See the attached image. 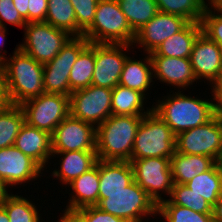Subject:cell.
<instances>
[{
	"label": "cell",
	"instance_id": "cell-4",
	"mask_svg": "<svg viewBox=\"0 0 222 222\" xmlns=\"http://www.w3.org/2000/svg\"><path fill=\"white\" fill-rule=\"evenodd\" d=\"M83 36L90 43L133 45L136 33L131 29L117 0H99L93 23Z\"/></svg>",
	"mask_w": 222,
	"mask_h": 222
},
{
	"label": "cell",
	"instance_id": "cell-5",
	"mask_svg": "<svg viewBox=\"0 0 222 222\" xmlns=\"http://www.w3.org/2000/svg\"><path fill=\"white\" fill-rule=\"evenodd\" d=\"M96 207L128 222H143L147 215L156 216L158 210L155 201L135 181L120 192L99 193Z\"/></svg>",
	"mask_w": 222,
	"mask_h": 222
},
{
	"label": "cell",
	"instance_id": "cell-28",
	"mask_svg": "<svg viewBox=\"0 0 222 222\" xmlns=\"http://www.w3.org/2000/svg\"><path fill=\"white\" fill-rule=\"evenodd\" d=\"M95 67V43H89L78 55L72 66L69 85L70 90L76 91L92 85Z\"/></svg>",
	"mask_w": 222,
	"mask_h": 222
},
{
	"label": "cell",
	"instance_id": "cell-29",
	"mask_svg": "<svg viewBox=\"0 0 222 222\" xmlns=\"http://www.w3.org/2000/svg\"><path fill=\"white\" fill-rule=\"evenodd\" d=\"M131 29L136 33L158 12L155 0H117Z\"/></svg>",
	"mask_w": 222,
	"mask_h": 222
},
{
	"label": "cell",
	"instance_id": "cell-20",
	"mask_svg": "<svg viewBox=\"0 0 222 222\" xmlns=\"http://www.w3.org/2000/svg\"><path fill=\"white\" fill-rule=\"evenodd\" d=\"M73 189L66 209L78 210L88 206H96L99 202V160L78 178L68 184Z\"/></svg>",
	"mask_w": 222,
	"mask_h": 222
},
{
	"label": "cell",
	"instance_id": "cell-35",
	"mask_svg": "<svg viewBox=\"0 0 222 222\" xmlns=\"http://www.w3.org/2000/svg\"><path fill=\"white\" fill-rule=\"evenodd\" d=\"M157 214L165 222H213L212 214H202L176 204H158Z\"/></svg>",
	"mask_w": 222,
	"mask_h": 222
},
{
	"label": "cell",
	"instance_id": "cell-14",
	"mask_svg": "<svg viewBox=\"0 0 222 222\" xmlns=\"http://www.w3.org/2000/svg\"><path fill=\"white\" fill-rule=\"evenodd\" d=\"M127 44L95 43V67L92 85L114 89L119 84L123 65L130 49ZM125 51V52H124Z\"/></svg>",
	"mask_w": 222,
	"mask_h": 222
},
{
	"label": "cell",
	"instance_id": "cell-21",
	"mask_svg": "<svg viewBox=\"0 0 222 222\" xmlns=\"http://www.w3.org/2000/svg\"><path fill=\"white\" fill-rule=\"evenodd\" d=\"M134 181L129 161L99 160V193H116Z\"/></svg>",
	"mask_w": 222,
	"mask_h": 222
},
{
	"label": "cell",
	"instance_id": "cell-43",
	"mask_svg": "<svg viewBox=\"0 0 222 222\" xmlns=\"http://www.w3.org/2000/svg\"><path fill=\"white\" fill-rule=\"evenodd\" d=\"M57 222H83V217L76 210L65 209Z\"/></svg>",
	"mask_w": 222,
	"mask_h": 222
},
{
	"label": "cell",
	"instance_id": "cell-51",
	"mask_svg": "<svg viewBox=\"0 0 222 222\" xmlns=\"http://www.w3.org/2000/svg\"><path fill=\"white\" fill-rule=\"evenodd\" d=\"M216 1H217V0H209V1H208V4H209V5H213Z\"/></svg>",
	"mask_w": 222,
	"mask_h": 222
},
{
	"label": "cell",
	"instance_id": "cell-41",
	"mask_svg": "<svg viewBox=\"0 0 222 222\" xmlns=\"http://www.w3.org/2000/svg\"><path fill=\"white\" fill-rule=\"evenodd\" d=\"M10 100L7 94V88L4 83L3 67L0 65V111H3L10 105Z\"/></svg>",
	"mask_w": 222,
	"mask_h": 222
},
{
	"label": "cell",
	"instance_id": "cell-49",
	"mask_svg": "<svg viewBox=\"0 0 222 222\" xmlns=\"http://www.w3.org/2000/svg\"><path fill=\"white\" fill-rule=\"evenodd\" d=\"M213 6L222 13V0H217Z\"/></svg>",
	"mask_w": 222,
	"mask_h": 222
},
{
	"label": "cell",
	"instance_id": "cell-9",
	"mask_svg": "<svg viewBox=\"0 0 222 222\" xmlns=\"http://www.w3.org/2000/svg\"><path fill=\"white\" fill-rule=\"evenodd\" d=\"M90 42L84 36H72L56 57L43 64L44 92L71 95L69 76L79 53Z\"/></svg>",
	"mask_w": 222,
	"mask_h": 222
},
{
	"label": "cell",
	"instance_id": "cell-31",
	"mask_svg": "<svg viewBox=\"0 0 222 222\" xmlns=\"http://www.w3.org/2000/svg\"><path fill=\"white\" fill-rule=\"evenodd\" d=\"M25 116L20 105L10 104L0 111V149L14 145Z\"/></svg>",
	"mask_w": 222,
	"mask_h": 222
},
{
	"label": "cell",
	"instance_id": "cell-38",
	"mask_svg": "<svg viewBox=\"0 0 222 222\" xmlns=\"http://www.w3.org/2000/svg\"><path fill=\"white\" fill-rule=\"evenodd\" d=\"M4 21L21 28L27 24L26 20L16 10L13 0H0V26L6 28Z\"/></svg>",
	"mask_w": 222,
	"mask_h": 222
},
{
	"label": "cell",
	"instance_id": "cell-17",
	"mask_svg": "<svg viewBox=\"0 0 222 222\" xmlns=\"http://www.w3.org/2000/svg\"><path fill=\"white\" fill-rule=\"evenodd\" d=\"M190 63L195 78H205L214 86L222 74V47L201 33L190 54Z\"/></svg>",
	"mask_w": 222,
	"mask_h": 222
},
{
	"label": "cell",
	"instance_id": "cell-2",
	"mask_svg": "<svg viewBox=\"0 0 222 222\" xmlns=\"http://www.w3.org/2000/svg\"><path fill=\"white\" fill-rule=\"evenodd\" d=\"M2 67L11 104L21 105L44 93L43 64L18 47L15 48L11 58H5Z\"/></svg>",
	"mask_w": 222,
	"mask_h": 222
},
{
	"label": "cell",
	"instance_id": "cell-50",
	"mask_svg": "<svg viewBox=\"0 0 222 222\" xmlns=\"http://www.w3.org/2000/svg\"><path fill=\"white\" fill-rule=\"evenodd\" d=\"M218 163H219L220 168H221V170H222V155H221V157H220V159H219Z\"/></svg>",
	"mask_w": 222,
	"mask_h": 222
},
{
	"label": "cell",
	"instance_id": "cell-34",
	"mask_svg": "<svg viewBox=\"0 0 222 222\" xmlns=\"http://www.w3.org/2000/svg\"><path fill=\"white\" fill-rule=\"evenodd\" d=\"M1 205L6 209L9 222H41L35 203L21 195L11 193Z\"/></svg>",
	"mask_w": 222,
	"mask_h": 222
},
{
	"label": "cell",
	"instance_id": "cell-24",
	"mask_svg": "<svg viewBox=\"0 0 222 222\" xmlns=\"http://www.w3.org/2000/svg\"><path fill=\"white\" fill-rule=\"evenodd\" d=\"M143 60H133L130 56L124 62L120 75L119 84L130 89L137 90L144 95L153 82V66L150 55L147 54Z\"/></svg>",
	"mask_w": 222,
	"mask_h": 222
},
{
	"label": "cell",
	"instance_id": "cell-33",
	"mask_svg": "<svg viewBox=\"0 0 222 222\" xmlns=\"http://www.w3.org/2000/svg\"><path fill=\"white\" fill-rule=\"evenodd\" d=\"M170 199H165L160 204H176L182 207L192 209L195 212L202 214H212V206L197 193L193 192L185 184L173 185Z\"/></svg>",
	"mask_w": 222,
	"mask_h": 222
},
{
	"label": "cell",
	"instance_id": "cell-32",
	"mask_svg": "<svg viewBox=\"0 0 222 222\" xmlns=\"http://www.w3.org/2000/svg\"><path fill=\"white\" fill-rule=\"evenodd\" d=\"M161 12L174 14L189 22L201 23L208 5L205 0H155Z\"/></svg>",
	"mask_w": 222,
	"mask_h": 222
},
{
	"label": "cell",
	"instance_id": "cell-46",
	"mask_svg": "<svg viewBox=\"0 0 222 222\" xmlns=\"http://www.w3.org/2000/svg\"><path fill=\"white\" fill-rule=\"evenodd\" d=\"M6 28H3V27H1L0 26V65H2L3 64V62L5 61V53H6V51H3L4 52V55L2 54V48H1V45H3V44H5L4 42H5V34H6Z\"/></svg>",
	"mask_w": 222,
	"mask_h": 222
},
{
	"label": "cell",
	"instance_id": "cell-15",
	"mask_svg": "<svg viewBox=\"0 0 222 222\" xmlns=\"http://www.w3.org/2000/svg\"><path fill=\"white\" fill-rule=\"evenodd\" d=\"M189 21L181 16L159 11L136 32L135 44L144 47L146 54L154 52L166 39L181 31Z\"/></svg>",
	"mask_w": 222,
	"mask_h": 222
},
{
	"label": "cell",
	"instance_id": "cell-27",
	"mask_svg": "<svg viewBox=\"0 0 222 222\" xmlns=\"http://www.w3.org/2000/svg\"><path fill=\"white\" fill-rule=\"evenodd\" d=\"M187 185L213 207L222 193V170L216 162L209 170L196 175Z\"/></svg>",
	"mask_w": 222,
	"mask_h": 222
},
{
	"label": "cell",
	"instance_id": "cell-44",
	"mask_svg": "<svg viewBox=\"0 0 222 222\" xmlns=\"http://www.w3.org/2000/svg\"><path fill=\"white\" fill-rule=\"evenodd\" d=\"M16 10L28 23V3L29 0H13Z\"/></svg>",
	"mask_w": 222,
	"mask_h": 222
},
{
	"label": "cell",
	"instance_id": "cell-16",
	"mask_svg": "<svg viewBox=\"0 0 222 222\" xmlns=\"http://www.w3.org/2000/svg\"><path fill=\"white\" fill-rule=\"evenodd\" d=\"M44 169L17 147L0 149V178L7 186L28 183L42 176Z\"/></svg>",
	"mask_w": 222,
	"mask_h": 222
},
{
	"label": "cell",
	"instance_id": "cell-42",
	"mask_svg": "<svg viewBox=\"0 0 222 222\" xmlns=\"http://www.w3.org/2000/svg\"><path fill=\"white\" fill-rule=\"evenodd\" d=\"M211 89L215 97L216 114L222 116V84H215Z\"/></svg>",
	"mask_w": 222,
	"mask_h": 222
},
{
	"label": "cell",
	"instance_id": "cell-45",
	"mask_svg": "<svg viewBox=\"0 0 222 222\" xmlns=\"http://www.w3.org/2000/svg\"><path fill=\"white\" fill-rule=\"evenodd\" d=\"M213 222H222V193L212 208Z\"/></svg>",
	"mask_w": 222,
	"mask_h": 222
},
{
	"label": "cell",
	"instance_id": "cell-1",
	"mask_svg": "<svg viewBox=\"0 0 222 222\" xmlns=\"http://www.w3.org/2000/svg\"><path fill=\"white\" fill-rule=\"evenodd\" d=\"M175 91L159 99L152 107L155 112L173 131L175 135L210 121L215 115V97L197 99Z\"/></svg>",
	"mask_w": 222,
	"mask_h": 222
},
{
	"label": "cell",
	"instance_id": "cell-30",
	"mask_svg": "<svg viewBox=\"0 0 222 222\" xmlns=\"http://www.w3.org/2000/svg\"><path fill=\"white\" fill-rule=\"evenodd\" d=\"M45 22L77 36L76 15L70 0H48Z\"/></svg>",
	"mask_w": 222,
	"mask_h": 222
},
{
	"label": "cell",
	"instance_id": "cell-52",
	"mask_svg": "<svg viewBox=\"0 0 222 222\" xmlns=\"http://www.w3.org/2000/svg\"><path fill=\"white\" fill-rule=\"evenodd\" d=\"M216 84H222V74H221V77H220V79L218 80V82Z\"/></svg>",
	"mask_w": 222,
	"mask_h": 222
},
{
	"label": "cell",
	"instance_id": "cell-10",
	"mask_svg": "<svg viewBox=\"0 0 222 222\" xmlns=\"http://www.w3.org/2000/svg\"><path fill=\"white\" fill-rule=\"evenodd\" d=\"M20 107L28 125L52 134L70 114V97L44 92L23 102Z\"/></svg>",
	"mask_w": 222,
	"mask_h": 222
},
{
	"label": "cell",
	"instance_id": "cell-40",
	"mask_svg": "<svg viewBox=\"0 0 222 222\" xmlns=\"http://www.w3.org/2000/svg\"><path fill=\"white\" fill-rule=\"evenodd\" d=\"M48 9V0H29L28 23L45 22Z\"/></svg>",
	"mask_w": 222,
	"mask_h": 222
},
{
	"label": "cell",
	"instance_id": "cell-12",
	"mask_svg": "<svg viewBox=\"0 0 222 222\" xmlns=\"http://www.w3.org/2000/svg\"><path fill=\"white\" fill-rule=\"evenodd\" d=\"M70 114L97 128L112 115V89L90 85L73 91Z\"/></svg>",
	"mask_w": 222,
	"mask_h": 222
},
{
	"label": "cell",
	"instance_id": "cell-6",
	"mask_svg": "<svg viewBox=\"0 0 222 222\" xmlns=\"http://www.w3.org/2000/svg\"><path fill=\"white\" fill-rule=\"evenodd\" d=\"M176 135L153 111L143 116L134 139L131 159L171 158L175 152Z\"/></svg>",
	"mask_w": 222,
	"mask_h": 222
},
{
	"label": "cell",
	"instance_id": "cell-18",
	"mask_svg": "<svg viewBox=\"0 0 222 222\" xmlns=\"http://www.w3.org/2000/svg\"><path fill=\"white\" fill-rule=\"evenodd\" d=\"M154 79L183 88L184 90L197 82L189 58H174L165 56H150Z\"/></svg>",
	"mask_w": 222,
	"mask_h": 222
},
{
	"label": "cell",
	"instance_id": "cell-7",
	"mask_svg": "<svg viewBox=\"0 0 222 222\" xmlns=\"http://www.w3.org/2000/svg\"><path fill=\"white\" fill-rule=\"evenodd\" d=\"M24 30L25 41L17 47L42 64L53 60L72 37L67 31L47 22L27 23Z\"/></svg>",
	"mask_w": 222,
	"mask_h": 222
},
{
	"label": "cell",
	"instance_id": "cell-36",
	"mask_svg": "<svg viewBox=\"0 0 222 222\" xmlns=\"http://www.w3.org/2000/svg\"><path fill=\"white\" fill-rule=\"evenodd\" d=\"M201 27L203 34L222 47V13L213 5L206 7L201 19Z\"/></svg>",
	"mask_w": 222,
	"mask_h": 222
},
{
	"label": "cell",
	"instance_id": "cell-39",
	"mask_svg": "<svg viewBox=\"0 0 222 222\" xmlns=\"http://www.w3.org/2000/svg\"><path fill=\"white\" fill-rule=\"evenodd\" d=\"M76 211L83 217V222H128L123 218L103 212L96 206H88Z\"/></svg>",
	"mask_w": 222,
	"mask_h": 222
},
{
	"label": "cell",
	"instance_id": "cell-13",
	"mask_svg": "<svg viewBox=\"0 0 222 222\" xmlns=\"http://www.w3.org/2000/svg\"><path fill=\"white\" fill-rule=\"evenodd\" d=\"M52 151H96V128L69 114L51 134Z\"/></svg>",
	"mask_w": 222,
	"mask_h": 222
},
{
	"label": "cell",
	"instance_id": "cell-26",
	"mask_svg": "<svg viewBox=\"0 0 222 222\" xmlns=\"http://www.w3.org/2000/svg\"><path fill=\"white\" fill-rule=\"evenodd\" d=\"M144 99L146 96L143 93L118 84L112 89V114L145 116L152 111V107L145 111Z\"/></svg>",
	"mask_w": 222,
	"mask_h": 222
},
{
	"label": "cell",
	"instance_id": "cell-3",
	"mask_svg": "<svg viewBox=\"0 0 222 222\" xmlns=\"http://www.w3.org/2000/svg\"><path fill=\"white\" fill-rule=\"evenodd\" d=\"M143 116L111 115L96 128L98 160L130 161Z\"/></svg>",
	"mask_w": 222,
	"mask_h": 222
},
{
	"label": "cell",
	"instance_id": "cell-25",
	"mask_svg": "<svg viewBox=\"0 0 222 222\" xmlns=\"http://www.w3.org/2000/svg\"><path fill=\"white\" fill-rule=\"evenodd\" d=\"M215 163L216 161L209 156L174 152L170 158L173 182L186 184L196 175L209 170Z\"/></svg>",
	"mask_w": 222,
	"mask_h": 222
},
{
	"label": "cell",
	"instance_id": "cell-8",
	"mask_svg": "<svg viewBox=\"0 0 222 222\" xmlns=\"http://www.w3.org/2000/svg\"><path fill=\"white\" fill-rule=\"evenodd\" d=\"M175 152L209 156L218 162L222 155V116L216 114L207 123L176 135Z\"/></svg>",
	"mask_w": 222,
	"mask_h": 222
},
{
	"label": "cell",
	"instance_id": "cell-23",
	"mask_svg": "<svg viewBox=\"0 0 222 222\" xmlns=\"http://www.w3.org/2000/svg\"><path fill=\"white\" fill-rule=\"evenodd\" d=\"M202 33L201 23L189 22L181 31L166 39L150 56L189 58L197 37Z\"/></svg>",
	"mask_w": 222,
	"mask_h": 222
},
{
	"label": "cell",
	"instance_id": "cell-22",
	"mask_svg": "<svg viewBox=\"0 0 222 222\" xmlns=\"http://www.w3.org/2000/svg\"><path fill=\"white\" fill-rule=\"evenodd\" d=\"M52 155L54 157L55 155H60L62 158L61 163L59 162L60 169H55L52 172V176L66 186L91 169L98 160L96 151L53 152Z\"/></svg>",
	"mask_w": 222,
	"mask_h": 222
},
{
	"label": "cell",
	"instance_id": "cell-19",
	"mask_svg": "<svg viewBox=\"0 0 222 222\" xmlns=\"http://www.w3.org/2000/svg\"><path fill=\"white\" fill-rule=\"evenodd\" d=\"M14 146L35 160L42 168L48 164L53 153L51 134L26 122L20 128Z\"/></svg>",
	"mask_w": 222,
	"mask_h": 222
},
{
	"label": "cell",
	"instance_id": "cell-11",
	"mask_svg": "<svg viewBox=\"0 0 222 222\" xmlns=\"http://www.w3.org/2000/svg\"><path fill=\"white\" fill-rule=\"evenodd\" d=\"M129 162L133 168L134 181L157 205L165 200L164 197H161L162 192L170 196L174 185L170 158L150 157L131 159Z\"/></svg>",
	"mask_w": 222,
	"mask_h": 222
},
{
	"label": "cell",
	"instance_id": "cell-37",
	"mask_svg": "<svg viewBox=\"0 0 222 222\" xmlns=\"http://www.w3.org/2000/svg\"><path fill=\"white\" fill-rule=\"evenodd\" d=\"M75 10L77 22V36L83 33L92 25L95 10L99 0H70Z\"/></svg>",
	"mask_w": 222,
	"mask_h": 222
},
{
	"label": "cell",
	"instance_id": "cell-48",
	"mask_svg": "<svg viewBox=\"0 0 222 222\" xmlns=\"http://www.w3.org/2000/svg\"><path fill=\"white\" fill-rule=\"evenodd\" d=\"M0 222H9L6 209L0 204Z\"/></svg>",
	"mask_w": 222,
	"mask_h": 222
},
{
	"label": "cell",
	"instance_id": "cell-47",
	"mask_svg": "<svg viewBox=\"0 0 222 222\" xmlns=\"http://www.w3.org/2000/svg\"><path fill=\"white\" fill-rule=\"evenodd\" d=\"M8 193V186L5 184V182L0 178V204L6 199V197L9 195Z\"/></svg>",
	"mask_w": 222,
	"mask_h": 222
}]
</instances>
